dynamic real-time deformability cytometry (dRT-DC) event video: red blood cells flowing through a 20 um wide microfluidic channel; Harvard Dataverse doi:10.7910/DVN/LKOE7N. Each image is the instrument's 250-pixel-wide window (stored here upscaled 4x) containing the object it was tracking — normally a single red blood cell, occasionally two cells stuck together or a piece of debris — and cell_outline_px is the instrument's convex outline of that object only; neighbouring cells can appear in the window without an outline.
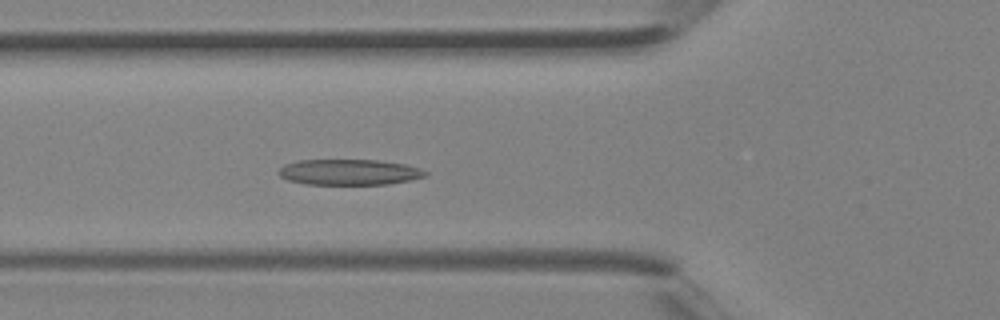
{"species": "Egyptian fruit bat (a non-hibernating species)", "species_latin": "Rousettus aegyptiacus", "temperature_condition": "room temperature", "stored_images_in_passage": 38, "camera_frame_rate_fps": 3000, "um_per_image_px": 0.085, "animal": {"sex": "female"}, "frame": {"image": 1, "passage_image": 13, "time_ms": 4.0, "image_size_px": [1000, 320], "cell_outline_px": [[428, 176], [388, 184], [308, 184], [288, 180], [280, 176], [276, 172], [284, 164], [296, 160], [380, 160], [408, 164], [420, 168], [428, 172]], "centroid_in_image_um": [29.69, 14.62], "position_along_channel_um": 96.1, "area_um2": 22.14}}
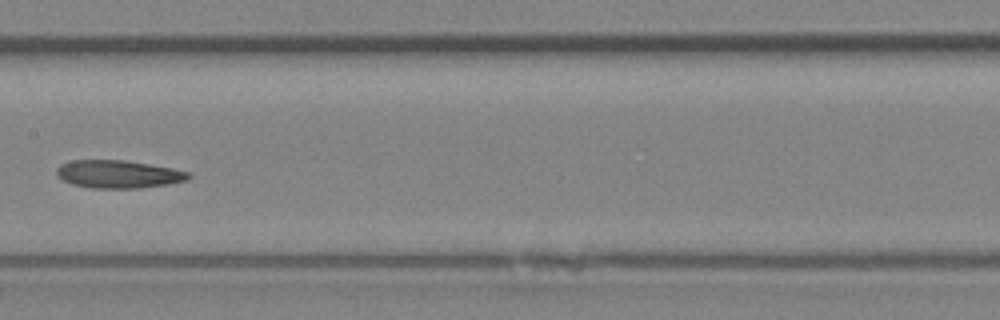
{"frame": {"image": 2, "passage_image": 19, "time_ms": 6.0, "image_size_px": [1000, 320], "cell_outline_px": [[192, 176], [188, 180], [168, 184], [140, 188], [92, 188], [72, 184], [60, 180], [56, 172], [56, 168], [60, 164], [72, 160], [124, 160], [172, 168], [192, 172]], "centroid_in_image_um": [10.06, 14.8], "position_along_channel_um": 197.3, "area_um2": 21.62}}
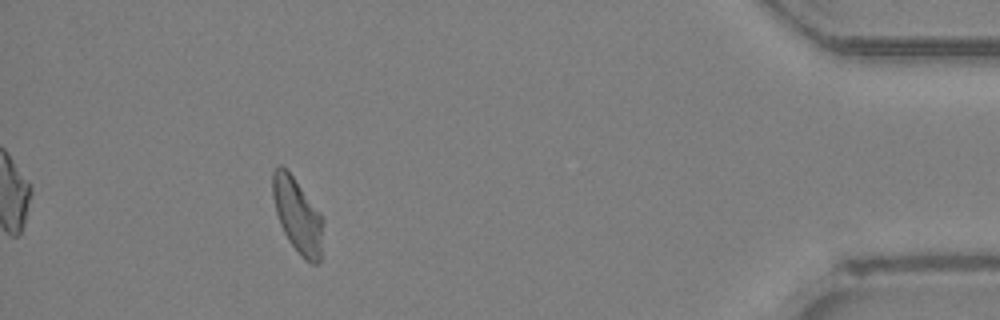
{"frame": {"image": 3, "passage_image": 35, "time_ms": 11.333, "image_size_px": [1000, 320], "cell_outline_px": [[324, 220], [320, 260], [316, 264], [312, 264], [304, 260], [288, 240], [280, 224], [276, 212], [272, 196], [272, 172], [280, 164], [292, 176], [320, 212]], "centroid_in_image_um": [25.29, 18.34], "position_along_channel_um": 409.9, "area_um2": 21.85}}